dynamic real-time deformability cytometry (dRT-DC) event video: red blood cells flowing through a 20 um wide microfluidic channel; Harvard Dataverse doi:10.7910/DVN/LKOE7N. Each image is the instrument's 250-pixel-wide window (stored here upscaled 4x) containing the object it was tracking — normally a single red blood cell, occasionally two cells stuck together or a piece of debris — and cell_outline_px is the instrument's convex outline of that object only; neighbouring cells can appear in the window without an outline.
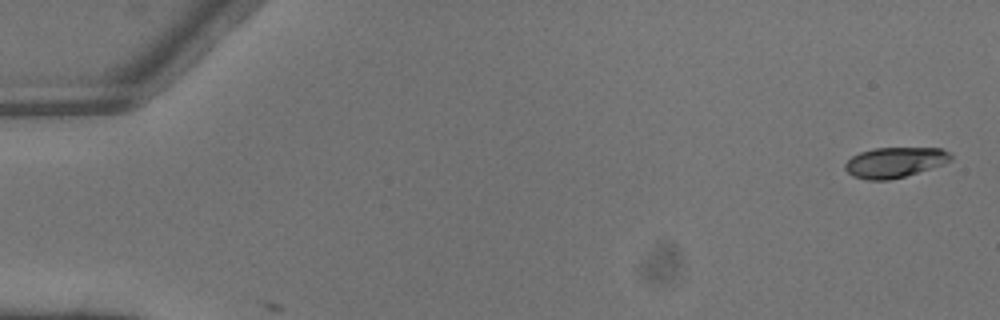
{"species": "common noctule bat (a hibernating species)", "species_latin": "Nyctalus noctula", "temperature_condition": "warm", "stored_images_in_passage": 5, "camera_frame_rate_fps": 3000, "um_per_image_px": 0.085, "animal": {"sex": "male", "body_mass_g": 13.3}, "frame": {"image": 1, "passage_image": 1, "time_ms": 0.0, "image_size_px": [1000, 320], "cell_outline_px": [[952, 160], [904, 176], [888, 180], [868, 180], [852, 176], [844, 168], [844, 164], [852, 156], [860, 152], [876, 148], [940, 148], [948, 152], [952, 156]], "centroid_in_image_um": [76.0, 13.79], "position_along_channel_um": 9.0, "area_um2": 18.32}}
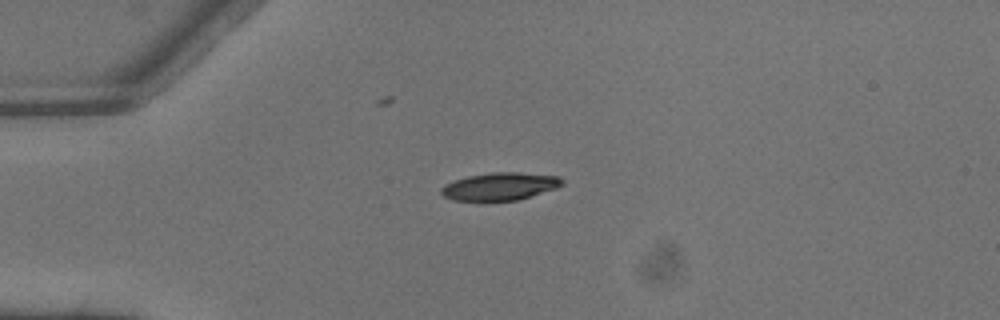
{"frame": {"image": 2, "passage_image": 4, "time_ms": 1.0, "image_size_px": [1000, 320], "cell_outline_px": [[564, 184], [556, 188], [516, 200], [452, 200], [444, 196], [440, 192], [440, 188], [444, 184], [468, 176], [492, 172], [520, 172], [560, 176], [564, 180]], "centroid_in_image_um": [42.51, 15.83], "position_along_channel_um": 42.5, "area_um2": 19.36}}